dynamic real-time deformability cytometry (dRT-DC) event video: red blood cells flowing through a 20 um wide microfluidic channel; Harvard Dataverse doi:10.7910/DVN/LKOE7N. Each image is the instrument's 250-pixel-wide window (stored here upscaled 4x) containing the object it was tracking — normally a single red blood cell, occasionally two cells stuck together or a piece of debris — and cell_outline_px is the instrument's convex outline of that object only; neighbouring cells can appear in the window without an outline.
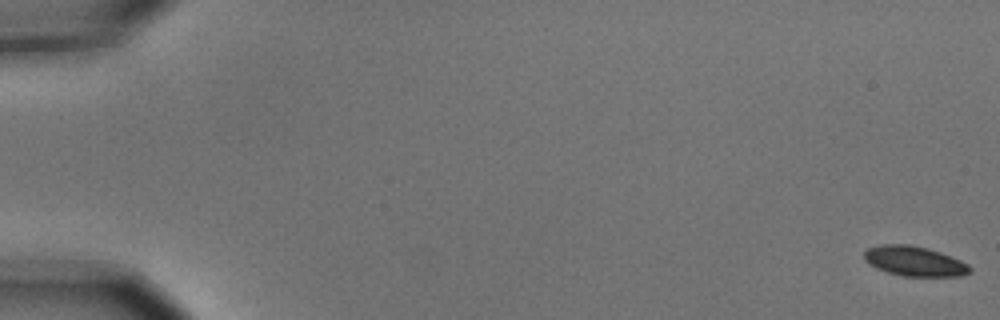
{"species": "common noctule bat (a hibernating species)", "species_latin": "Nyctalus noctula", "temperature_condition": "cold", "stored_images_in_passage": 7, "camera_frame_rate_fps": 3000, "um_per_image_px": 0.085, "animal": {"sex": "male", "body_mass_g": 15.6}, "frame": {"image": 1, "passage_image": 1, "time_ms": 0.0, "image_size_px": [1000, 320], "cell_outline_px": [[972, 268], [968, 272], [960, 276], [904, 276], [888, 272], [876, 268], [868, 264], [864, 260], [864, 252], [868, 248], [880, 244], [908, 244], [928, 248], [940, 252], [960, 260], [968, 264]], "centroid_in_image_um": [77.69, 22.19], "position_along_channel_um": 7.3, "area_um2": 18.38}}
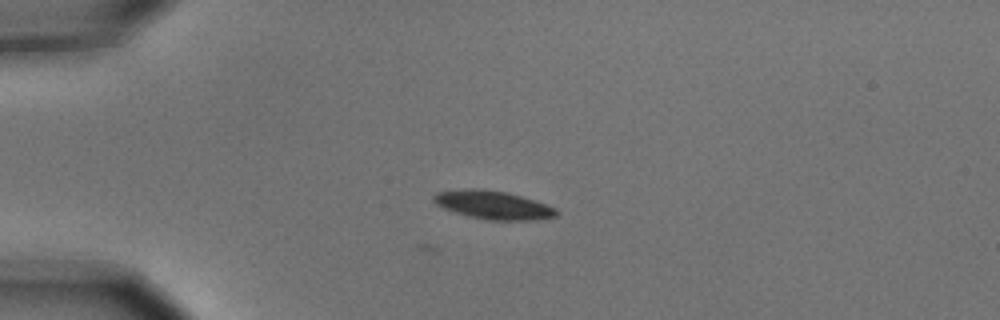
{"frame": {"image": 2, "passage_image": 5, "time_ms": 1.333, "image_size_px": [1000, 320], "cell_outline_px": [[560, 212], [556, 216], [536, 220], [488, 220], [468, 216], [444, 208], [436, 204], [432, 200], [432, 196], [436, 192], [464, 188], [480, 188], [508, 192], [536, 200], [556, 208]], "centroid_in_image_um": [41.93, 17.41], "position_along_channel_um": 43.1, "area_um2": 20.58}}
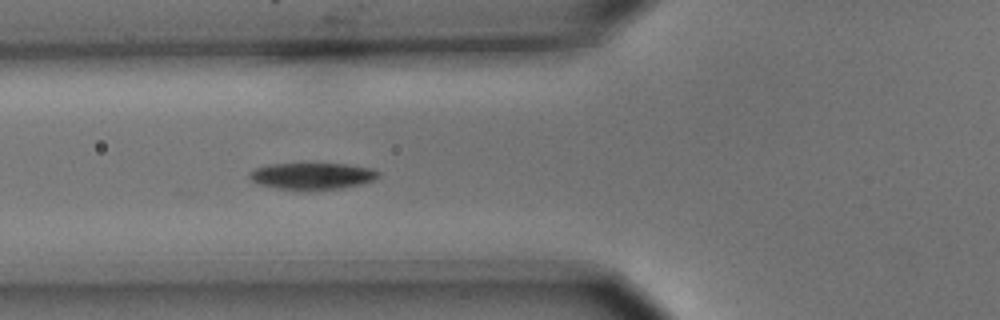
{"frame": {"image": 3, "passage_image": 7, "time_ms": 2.0, "image_size_px": [1000, 320], "cell_outline_px": [[380, 176], [376, 180], [344, 188], [300, 192], [276, 188], [256, 184], [248, 176], [248, 172], [256, 168], [268, 164], [344, 164], [372, 168], [380, 172]], "centroid_in_image_um": [26.53, 14.99], "position_along_channel_um": 99.3, "area_um2": 20.63}}